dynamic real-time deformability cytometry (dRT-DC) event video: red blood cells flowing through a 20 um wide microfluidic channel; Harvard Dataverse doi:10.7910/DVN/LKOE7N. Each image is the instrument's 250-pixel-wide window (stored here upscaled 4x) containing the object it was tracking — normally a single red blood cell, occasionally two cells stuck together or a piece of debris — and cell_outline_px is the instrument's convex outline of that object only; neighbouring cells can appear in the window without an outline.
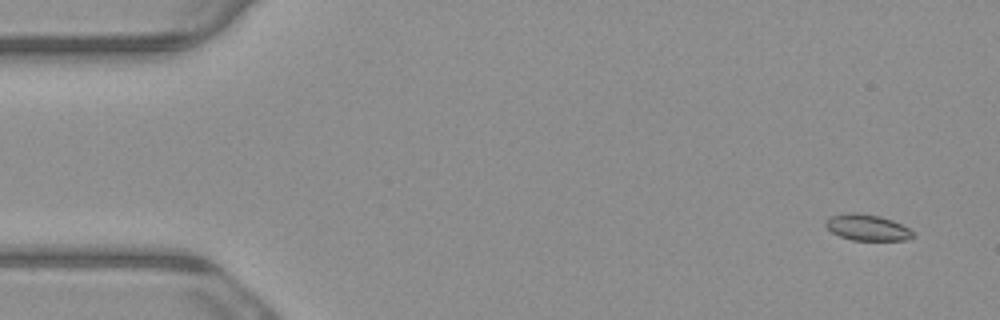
{"species": "common noctule bat (a hibernating species)", "species_latin": "Nyctalus noctula", "temperature_condition": "warm", "stored_images_in_passage": 8, "camera_frame_rate_fps": 3000, "um_per_image_px": 0.085, "animal": {"sex": "male", "body_mass_g": 23.1, "forearm_length_mm": 52.7}, "frame": {"image": 1, "passage_image": 1, "time_ms": 0.0, "image_size_px": [1000, 320], "cell_outline_px": [[916, 236], [908, 240], [852, 240], [840, 236], [832, 232], [824, 224], [832, 216], [852, 212], [880, 216], [892, 220], [908, 228]], "centroid_in_image_um": [73.75, 19.35], "position_along_channel_um": 11.3, "area_um2": 13.06}}
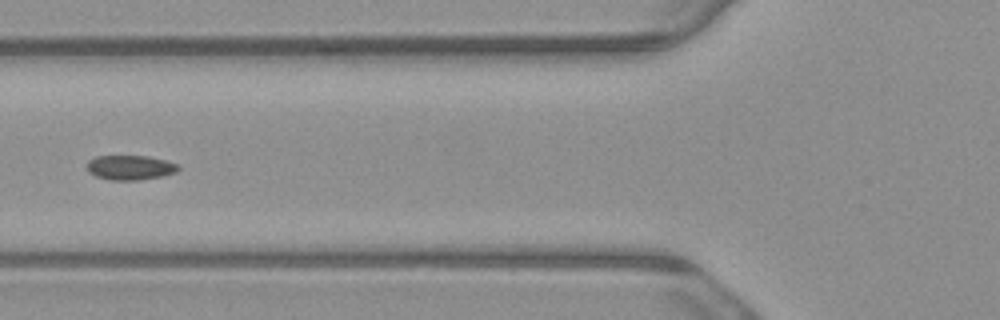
{"frame": {"image": 2, "passage_image": 6, "time_ms": 1.667, "image_size_px": [1000, 320], "cell_outline_px": [[180, 168], [176, 172], [164, 176], [136, 180], [108, 180], [96, 176], [88, 172], [88, 160], [96, 156], [148, 156], [164, 160], [176, 164]], "centroid_in_image_um": [11.05, 14.24], "position_along_channel_um": 114.7, "area_um2": 13.06}}
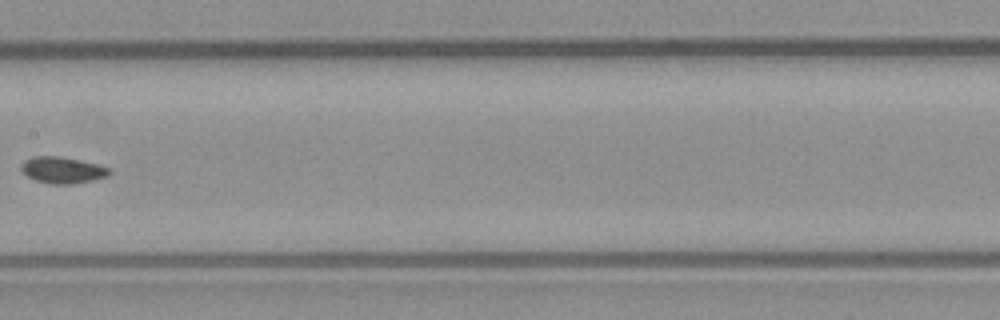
{"frame": {"image": 3, "passage_image": 8, "time_ms": 2.333, "image_size_px": [1000, 320], "cell_outline_px": [[112, 172], [108, 176], [92, 180], [72, 184], [52, 184], [36, 180], [28, 176], [20, 168], [20, 164], [24, 160], [32, 156], [60, 156], [100, 164], [112, 168]], "centroid_in_image_um": [5.35, 14.44], "position_along_channel_um": 202.1, "area_um2": 13.76}}